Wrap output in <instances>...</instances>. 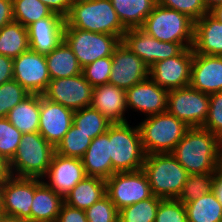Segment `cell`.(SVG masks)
Wrapping results in <instances>:
<instances>
[{
  "label": "cell",
  "instance_id": "1",
  "mask_svg": "<svg viewBox=\"0 0 222 222\" xmlns=\"http://www.w3.org/2000/svg\"><path fill=\"white\" fill-rule=\"evenodd\" d=\"M220 138L203 127H189L171 154L189 174H216Z\"/></svg>",
  "mask_w": 222,
  "mask_h": 222
},
{
  "label": "cell",
  "instance_id": "2",
  "mask_svg": "<svg viewBox=\"0 0 222 222\" xmlns=\"http://www.w3.org/2000/svg\"><path fill=\"white\" fill-rule=\"evenodd\" d=\"M65 28L110 34L121 41L127 29L122 25L111 0L73 1L65 17Z\"/></svg>",
  "mask_w": 222,
  "mask_h": 222
},
{
  "label": "cell",
  "instance_id": "3",
  "mask_svg": "<svg viewBox=\"0 0 222 222\" xmlns=\"http://www.w3.org/2000/svg\"><path fill=\"white\" fill-rule=\"evenodd\" d=\"M142 170L154 196L178 199L189 173L171 153L146 155Z\"/></svg>",
  "mask_w": 222,
  "mask_h": 222
},
{
  "label": "cell",
  "instance_id": "4",
  "mask_svg": "<svg viewBox=\"0 0 222 222\" xmlns=\"http://www.w3.org/2000/svg\"><path fill=\"white\" fill-rule=\"evenodd\" d=\"M128 123H113L109 126L112 175L141 170L145 161L138 125L132 127Z\"/></svg>",
  "mask_w": 222,
  "mask_h": 222
},
{
  "label": "cell",
  "instance_id": "5",
  "mask_svg": "<svg viewBox=\"0 0 222 222\" xmlns=\"http://www.w3.org/2000/svg\"><path fill=\"white\" fill-rule=\"evenodd\" d=\"M55 148L39 132L22 134L17 152L8 163L16 177L40 178L46 175Z\"/></svg>",
  "mask_w": 222,
  "mask_h": 222
},
{
  "label": "cell",
  "instance_id": "6",
  "mask_svg": "<svg viewBox=\"0 0 222 222\" xmlns=\"http://www.w3.org/2000/svg\"><path fill=\"white\" fill-rule=\"evenodd\" d=\"M146 155L171 153L189 128L167 111L147 116L138 125Z\"/></svg>",
  "mask_w": 222,
  "mask_h": 222
},
{
  "label": "cell",
  "instance_id": "7",
  "mask_svg": "<svg viewBox=\"0 0 222 222\" xmlns=\"http://www.w3.org/2000/svg\"><path fill=\"white\" fill-rule=\"evenodd\" d=\"M159 41L179 43L191 48L194 40V21L181 12L156 4L140 27Z\"/></svg>",
  "mask_w": 222,
  "mask_h": 222
},
{
  "label": "cell",
  "instance_id": "8",
  "mask_svg": "<svg viewBox=\"0 0 222 222\" xmlns=\"http://www.w3.org/2000/svg\"><path fill=\"white\" fill-rule=\"evenodd\" d=\"M64 41L71 48L82 68L99 58L112 56L121 42L117 36L76 28H65Z\"/></svg>",
  "mask_w": 222,
  "mask_h": 222
},
{
  "label": "cell",
  "instance_id": "9",
  "mask_svg": "<svg viewBox=\"0 0 222 222\" xmlns=\"http://www.w3.org/2000/svg\"><path fill=\"white\" fill-rule=\"evenodd\" d=\"M210 94L190 85L172 89L167 94V112L182 120L188 127H203L209 114Z\"/></svg>",
  "mask_w": 222,
  "mask_h": 222
},
{
  "label": "cell",
  "instance_id": "10",
  "mask_svg": "<svg viewBox=\"0 0 222 222\" xmlns=\"http://www.w3.org/2000/svg\"><path fill=\"white\" fill-rule=\"evenodd\" d=\"M106 195L118 210L153 196L144 171L114 173L106 179Z\"/></svg>",
  "mask_w": 222,
  "mask_h": 222
},
{
  "label": "cell",
  "instance_id": "11",
  "mask_svg": "<svg viewBox=\"0 0 222 222\" xmlns=\"http://www.w3.org/2000/svg\"><path fill=\"white\" fill-rule=\"evenodd\" d=\"M93 87L83 74L50 80L43 97L73 111L89 107L92 103Z\"/></svg>",
  "mask_w": 222,
  "mask_h": 222
},
{
  "label": "cell",
  "instance_id": "12",
  "mask_svg": "<svg viewBox=\"0 0 222 222\" xmlns=\"http://www.w3.org/2000/svg\"><path fill=\"white\" fill-rule=\"evenodd\" d=\"M122 42L149 68L156 62L178 55L184 49L179 43L159 41L141 28L127 29Z\"/></svg>",
  "mask_w": 222,
  "mask_h": 222
},
{
  "label": "cell",
  "instance_id": "13",
  "mask_svg": "<svg viewBox=\"0 0 222 222\" xmlns=\"http://www.w3.org/2000/svg\"><path fill=\"white\" fill-rule=\"evenodd\" d=\"M192 62V47L184 48L178 55L153 64L149 77L168 91L189 86Z\"/></svg>",
  "mask_w": 222,
  "mask_h": 222
},
{
  "label": "cell",
  "instance_id": "14",
  "mask_svg": "<svg viewBox=\"0 0 222 222\" xmlns=\"http://www.w3.org/2000/svg\"><path fill=\"white\" fill-rule=\"evenodd\" d=\"M13 79L30 94H43L50 82L45 55L28 49L13 59Z\"/></svg>",
  "mask_w": 222,
  "mask_h": 222
},
{
  "label": "cell",
  "instance_id": "15",
  "mask_svg": "<svg viewBox=\"0 0 222 222\" xmlns=\"http://www.w3.org/2000/svg\"><path fill=\"white\" fill-rule=\"evenodd\" d=\"M34 178L9 175L1 184L2 214L31 222Z\"/></svg>",
  "mask_w": 222,
  "mask_h": 222
},
{
  "label": "cell",
  "instance_id": "16",
  "mask_svg": "<svg viewBox=\"0 0 222 222\" xmlns=\"http://www.w3.org/2000/svg\"><path fill=\"white\" fill-rule=\"evenodd\" d=\"M111 68L108 83L125 91L149 77V67L122 41L113 51Z\"/></svg>",
  "mask_w": 222,
  "mask_h": 222
},
{
  "label": "cell",
  "instance_id": "17",
  "mask_svg": "<svg viewBox=\"0 0 222 222\" xmlns=\"http://www.w3.org/2000/svg\"><path fill=\"white\" fill-rule=\"evenodd\" d=\"M73 114V110L41 96L39 134L56 148L73 125Z\"/></svg>",
  "mask_w": 222,
  "mask_h": 222
},
{
  "label": "cell",
  "instance_id": "18",
  "mask_svg": "<svg viewBox=\"0 0 222 222\" xmlns=\"http://www.w3.org/2000/svg\"><path fill=\"white\" fill-rule=\"evenodd\" d=\"M85 177L80 158L66 157L55 152L43 179H48L45 183L57 194L65 197Z\"/></svg>",
  "mask_w": 222,
  "mask_h": 222
},
{
  "label": "cell",
  "instance_id": "19",
  "mask_svg": "<svg viewBox=\"0 0 222 222\" xmlns=\"http://www.w3.org/2000/svg\"><path fill=\"white\" fill-rule=\"evenodd\" d=\"M167 94L168 90L148 77L125 91L126 105L146 117L164 113L167 111Z\"/></svg>",
  "mask_w": 222,
  "mask_h": 222
},
{
  "label": "cell",
  "instance_id": "20",
  "mask_svg": "<svg viewBox=\"0 0 222 222\" xmlns=\"http://www.w3.org/2000/svg\"><path fill=\"white\" fill-rule=\"evenodd\" d=\"M65 18L57 13L40 19L27 27L29 49L47 55L63 40Z\"/></svg>",
  "mask_w": 222,
  "mask_h": 222
},
{
  "label": "cell",
  "instance_id": "21",
  "mask_svg": "<svg viewBox=\"0 0 222 222\" xmlns=\"http://www.w3.org/2000/svg\"><path fill=\"white\" fill-rule=\"evenodd\" d=\"M190 86L202 93L222 91V56H210L193 52Z\"/></svg>",
  "mask_w": 222,
  "mask_h": 222
},
{
  "label": "cell",
  "instance_id": "22",
  "mask_svg": "<svg viewBox=\"0 0 222 222\" xmlns=\"http://www.w3.org/2000/svg\"><path fill=\"white\" fill-rule=\"evenodd\" d=\"M92 108L98 110L109 122H128L125 116L127 111L125 90L106 83L93 87Z\"/></svg>",
  "mask_w": 222,
  "mask_h": 222
},
{
  "label": "cell",
  "instance_id": "23",
  "mask_svg": "<svg viewBox=\"0 0 222 222\" xmlns=\"http://www.w3.org/2000/svg\"><path fill=\"white\" fill-rule=\"evenodd\" d=\"M46 179L34 178V198L31 205V222L57 220L64 197L45 183Z\"/></svg>",
  "mask_w": 222,
  "mask_h": 222
},
{
  "label": "cell",
  "instance_id": "24",
  "mask_svg": "<svg viewBox=\"0 0 222 222\" xmlns=\"http://www.w3.org/2000/svg\"><path fill=\"white\" fill-rule=\"evenodd\" d=\"M193 52L222 56V23L209 13L194 22Z\"/></svg>",
  "mask_w": 222,
  "mask_h": 222
},
{
  "label": "cell",
  "instance_id": "25",
  "mask_svg": "<svg viewBox=\"0 0 222 222\" xmlns=\"http://www.w3.org/2000/svg\"><path fill=\"white\" fill-rule=\"evenodd\" d=\"M109 127L106 133L97 136L81 158L86 176L108 179L112 176V161L109 149Z\"/></svg>",
  "mask_w": 222,
  "mask_h": 222
},
{
  "label": "cell",
  "instance_id": "26",
  "mask_svg": "<svg viewBox=\"0 0 222 222\" xmlns=\"http://www.w3.org/2000/svg\"><path fill=\"white\" fill-rule=\"evenodd\" d=\"M41 94H29L6 116L9 122L22 134L39 131Z\"/></svg>",
  "mask_w": 222,
  "mask_h": 222
},
{
  "label": "cell",
  "instance_id": "27",
  "mask_svg": "<svg viewBox=\"0 0 222 222\" xmlns=\"http://www.w3.org/2000/svg\"><path fill=\"white\" fill-rule=\"evenodd\" d=\"M106 196V180L95 176H86L65 197L66 204L86 210Z\"/></svg>",
  "mask_w": 222,
  "mask_h": 222
},
{
  "label": "cell",
  "instance_id": "28",
  "mask_svg": "<svg viewBox=\"0 0 222 222\" xmlns=\"http://www.w3.org/2000/svg\"><path fill=\"white\" fill-rule=\"evenodd\" d=\"M45 57L51 80L82 73L77 57L64 40Z\"/></svg>",
  "mask_w": 222,
  "mask_h": 222
},
{
  "label": "cell",
  "instance_id": "29",
  "mask_svg": "<svg viewBox=\"0 0 222 222\" xmlns=\"http://www.w3.org/2000/svg\"><path fill=\"white\" fill-rule=\"evenodd\" d=\"M111 3L122 25L132 29L143 25L157 0H111Z\"/></svg>",
  "mask_w": 222,
  "mask_h": 222
},
{
  "label": "cell",
  "instance_id": "30",
  "mask_svg": "<svg viewBox=\"0 0 222 222\" xmlns=\"http://www.w3.org/2000/svg\"><path fill=\"white\" fill-rule=\"evenodd\" d=\"M29 49L28 31L17 21H12L0 29V54L11 59Z\"/></svg>",
  "mask_w": 222,
  "mask_h": 222
},
{
  "label": "cell",
  "instance_id": "31",
  "mask_svg": "<svg viewBox=\"0 0 222 222\" xmlns=\"http://www.w3.org/2000/svg\"><path fill=\"white\" fill-rule=\"evenodd\" d=\"M184 205L188 222H221L222 204L213 191Z\"/></svg>",
  "mask_w": 222,
  "mask_h": 222
},
{
  "label": "cell",
  "instance_id": "32",
  "mask_svg": "<svg viewBox=\"0 0 222 222\" xmlns=\"http://www.w3.org/2000/svg\"><path fill=\"white\" fill-rule=\"evenodd\" d=\"M73 124L93 140L106 133L112 123L98 110L89 106L74 111Z\"/></svg>",
  "mask_w": 222,
  "mask_h": 222
},
{
  "label": "cell",
  "instance_id": "33",
  "mask_svg": "<svg viewBox=\"0 0 222 222\" xmlns=\"http://www.w3.org/2000/svg\"><path fill=\"white\" fill-rule=\"evenodd\" d=\"M13 20L21 23L26 28L45 17L53 14L40 0H12Z\"/></svg>",
  "mask_w": 222,
  "mask_h": 222
},
{
  "label": "cell",
  "instance_id": "34",
  "mask_svg": "<svg viewBox=\"0 0 222 222\" xmlns=\"http://www.w3.org/2000/svg\"><path fill=\"white\" fill-rule=\"evenodd\" d=\"M162 198L152 196L119 210V222H154Z\"/></svg>",
  "mask_w": 222,
  "mask_h": 222
},
{
  "label": "cell",
  "instance_id": "35",
  "mask_svg": "<svg viewBox=\"0 0 222 222\" xmlns=\"http://www.w3.org/2000/svg\"><path fill=\"white\" fill-rule=\"evenodd\" d=\"M92 139L80 131L74 124L55 148V152L66 157L82 158Z\"/></svg>",
  "mask_w": 222,
  "mask_h": 222
},
{
  "label": "cell",
  "instance_id": "36",
  "mask_svg": "<svg viewBox=\"0 0 222 222\" xmlns=\"http://www.w3.org/2000/svg\"><path fill=\"white\" fill-rule=\"evenodd\" d=\"M216 174H189L182 193L178 199L182 203H190L204 194L213 191L214 177Z\"/></svg>",
  "mask_w": 222,
  "mask_h": 222
},
{
  "label": "cell",
  "instance_id": "37",
  "mask_svg": "<svg viewBox=\"0 0 222 222\" xmlns=\"http://www.w3.org/2000/svg\"><path fill=\"white\" fill-rule=\"evenodd\" d=\"M22 133L6 117H0V156L9 163L17 152Z\"/></svg>",
  "mask_w": 222,
  "mask_h": 222
},
{
  "label": "cell",
  "instance_id": "38",
  "mask_svg": "<svg viewBox=\"0 0 222 222\" xmlns=\"http://www.w3.org/2000/svg\"><path fill=\"white\" fill-rule=\"evenodd\" d=\"M30 93L16 80L0 85V117H6L8 112L24 100Z\"/></svg>",
  "mask_w": 222,
  "mask_h": 222
},
{
  "label": "cell",
  "instance_id": "39",
  "mask_svg": "<svg viewBox=\"0 0 222 222\" xmlns=\"http://www.w3.org/2000/svg\"><path fill=\"white\" fill-rule=\"evenodd\" d=\"M112 56L99 58L82 68L84 78L92 87L108 83L112 71Z\"/></svg>",
  "mask_w": 222,
  "mask_h": 222
},
{
  "label": "cell",
  "instance_id": "40",
  "mask_svg": "<svg viewBox=\"0 0 222 222\" xmlns=\"http://www.w3.org/2000/svg\"><path fill=\"white\" fill-rule=\"evenodd\" d=\"M154 222H188L184 203L179 199H161Z\"/></svg>",
  "mask_w": 222,
  "mask_h": 222
},
{
  "label": "cell",
  "instance_id": "41",
  "mask_svg": "<svg viewBox=\"0 0 222 222\" xmlns=\"http://www.w3.org/2000/svg\"><path fill=\"white\" fill-rule=\"evenodd\" d=\"M88 222H119V210L106 195L85 210Z\"/></svg>",
  "mask_w": 222,
  "mask_h": 222
},
{
  "label": "cell",
  "instance_id": "42",
  "mask_svg": "<svg viewBox=\"0 0 222 222\" xmlns=\"http://www.w3.org/2000/svg\"><path fill=\"white\" fill-rule=\"evenodd\" d=\"M157 4L181 12L194 22L209 13L202 0H157Z\"/></svg>",
  "mask_w": 222,
  "mask_h": 222
},
{
  "label": "cell",
  "instance_id": "43",
  "mask_svg": "<svg viewBox=\"0 0 222 222\" xmlns=\"http://www.w3.org/2000/svg\"><path fill=\"white\" fill-rule=\"evenodd\" d=\"M203 128L222 137V91L210 94L209 114Z\"/></svg>",
  "mask_w": 222,
  "mask_h": 222
},
{
  "label": "cell",
  "instance_id": "44",
  "mask_svg": "<svg viewBox=\"0 0 222 222\" xmlns=\"http://www.w3.org/2000/svg\"><path fill=\"white\" fill-rule=\"evenodd\" d=\"M56 222H88L85 210L77 209L64 202Z\"/></svg>",
  "mask_w": 222,
  "mask_h": 222
},
{
  "label": "cell",
  "instance_id": "45",
  "mask_svg": "<svg viewBox=\"0 0 222 222\" xmlns=\"http://www.w3.org/2000/svg\"><path fill=\"white\" fill-rule=\"evenodd\" d=\"M44 3L53 13H57L64 18L68 15L73 0H40Z\"/></svg>",
  "mask_w": 222,
  "mask_h": 222
},
{
  "label": "cell",
  "instance_id": "46",
  "mask_svg": "<svg viewBox=\"0 0 222 222\" xmlns=\"http://www.w3.org/2000/svg\"><path fill=\"white\" fill-rule=\"evenodd\" d=\"M13 80V59L0 54V85Z\"/></svg>",
  "mask_w": 222,
  "mask_h": 222
},
{
  "label": "cell",
  "instance_id": "47",
  "mask_svg": "<svg viewBox=\"0 0 222 222\" xmlns=\"http://www.w3.org/2000/svg\"><path fill=\"white\" fill-rule=\"evenodd\" d=\"M13 21L12 0H0V29Z\"/></svg>",
  "mask_w": 222,
  "mask_h": 222
},
{
  "label": "cell",
  "instance_id": "48",
  "mask_svg": "<svg viewBox=\"0 0 222 222\" xmlns=\"http://www.w3.org/2000/svg\"><path fill=\"white\" fill-rule=\"evenodd\" d=\"M213 192L222 204V175L218 171L214 177Z\"/></svg>",
  "mask_w": 222,
  "mask_h": 222
},
{
  "label": "cell",
  "instance_id": "49",
  "mask_svg": "<svg viewBox=\"0 0 222 222\" xmlns=\"http://www.w3.org/2000/svg\"><path fill=\"white\" fill-rule=\"evenodd\" d=\"M10 175L8 163L0 156V183Z\"/></svg>",
  "mask_w": 222,
  "mask_h": 222
},
{
  "label": "cell",
  "instance_id": "50",
  "mask_svg": "<svg viewBox=\"0 0 222 222\" xmlns=\"http://www.w3.org/2000/svg\"><path fill=\"white\" fill-rule=\"evenodd\" d=\"M209 14L217 21L222 23V4L217 5L209 10Z\"/></svg>",
  "mask_w": 222,
  "mask_h": 222
},
{
  "label": "cell",
  "instance_id": "51",
  "mask_svg": "<svg viewBox=\"0 0 222 222\" xmlns=\"http://www.w3.org/2000/svg\"><path fill=\"white\" fill-rule=\"evenodd\" d=\"M0 222H29V221L16 216L0 214Z\"/></svg>",
  "mask_w": 222,
  "mask_h": 222
},
{
  "label": "cell",
  "instance_id": "52",
  "mask_svg": "<svg viewBox=\"0 0 222 222\" xmlns=\"http://www.w3.org/2000/svg\"><path fill=\"white\" fill-rule=\"evenodd\" d=\"M202 1L208 11L215 6L222 4V0H202Z\"/></svg>",
  "mask_w": 222,
  "mask_h": 222
},
{
  "label": "cell",
  "instance_id": "53",
  "mask_svg": "<svg viewBox=\"0 0 222 222\" xmlns=\"http://www.w3.org/2000/svg\"><path fill=\"white\" fill-rule=\"evenodd\" d=\"M217 171L222 175V149L219 150Z\"/></svg>",
  "mask_w": 222,
  "mask_h": 222
},
{
  "label": "cell",
  "instance_id": "54",
  "mask_svg": "<svg viewBox=\"0 0 222 222\" xmlns=\"http://www.w3.org/2000/svg\"><path fill=\"white\" fill-rule=\"evenodd\" d=\"M1 184L0 183V214H2V203H1Z\"/></svg>",
  "mask_w": 222,
  "mask_h": 222
},
{
  "label": "cell",
  "instance_id": "55",
  "mask_svg": "<svg viewBox=\"0 0 222 222\" xmlns=\"http://www.w3.org/2000/svg\"><path fill=\"white\" fill-rule=\"evenodd\" d=\"M220 149H222V137H220Z\"/></svg>",
  "mask_w": 222,
  "mask_h": 222
}]
</instances>
